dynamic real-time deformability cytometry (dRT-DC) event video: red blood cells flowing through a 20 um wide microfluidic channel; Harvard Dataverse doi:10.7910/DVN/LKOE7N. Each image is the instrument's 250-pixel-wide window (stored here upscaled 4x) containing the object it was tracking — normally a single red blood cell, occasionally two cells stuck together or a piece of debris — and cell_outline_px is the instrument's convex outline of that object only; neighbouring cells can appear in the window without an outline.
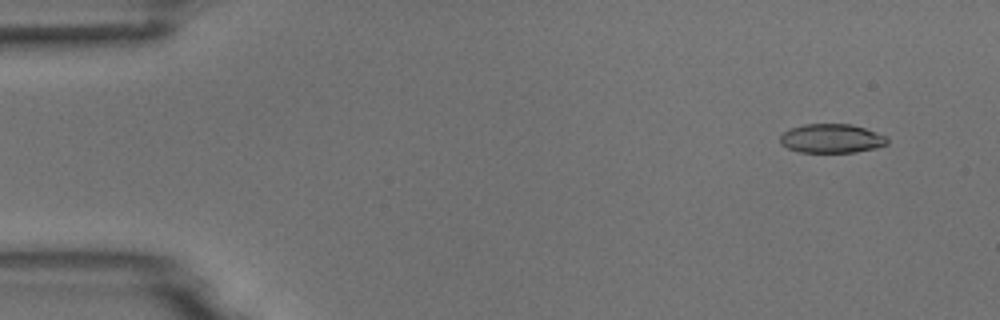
{"species": "common noctule bat (a hibernating species)", "species_latin": "Nyctalus noctula", "temperature_condition": "room temperature", "stored_images_in_passage": 2, "segment_of_instrument_passage": [2, 2], "camera_frame_rate_fps": 3000, "um_per_image_px": 0.085, "animal": {"sex": "male", "body_mass_g": 18.8}, "frame": {"image": 1, "passage_image": 2, "time_ms": 2.0, "image_size_px": [1000, 320], "cell_outline_px": [[888, 144], [876, 148], [856, 152], [800, 152], [788, 148], [780, 144], [780, 136], [788, 128], [804, 124], [852, 124], [888, 136]], "centroid_in_image_um": [70.69, 11.77], "position_along_channel_um": 14.3, "area_um2": 18.26}}